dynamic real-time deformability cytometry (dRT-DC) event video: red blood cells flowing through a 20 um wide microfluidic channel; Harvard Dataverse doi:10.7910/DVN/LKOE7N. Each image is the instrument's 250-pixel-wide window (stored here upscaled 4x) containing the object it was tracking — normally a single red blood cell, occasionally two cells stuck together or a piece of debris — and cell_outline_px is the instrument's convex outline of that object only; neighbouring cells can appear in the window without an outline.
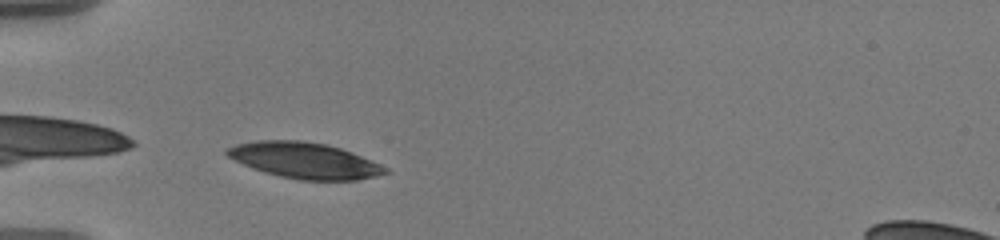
{"species": "human", "species_latin": "Homo sapiens", "temperature_condition": "warm", "stored_images_in_passage": 33, "camera_frame_rate_fps": 3000, "um_per_image_px": 0.085, "donor": {"sex": "male"}, "frame": {"image": 1, "passage_image": 1, "time_ms": 0.0, "image_size_px": [1000, 240], "cell_outline_px": [[392, 172], [376, 176], [356, 180], [300, 180], [280, 176], [264, 172], [252, 168], [228, 156], [224, 152], [228, 148], [236, 144], [256, 140], [304, 140], [324, 144], [340, 148], [352, 152], [372, 160], [388, 168]], "centroid_in_image_um": [25.92, 13.63], "position_along_channel_um": 59.1, "area_um2": 33.12}}
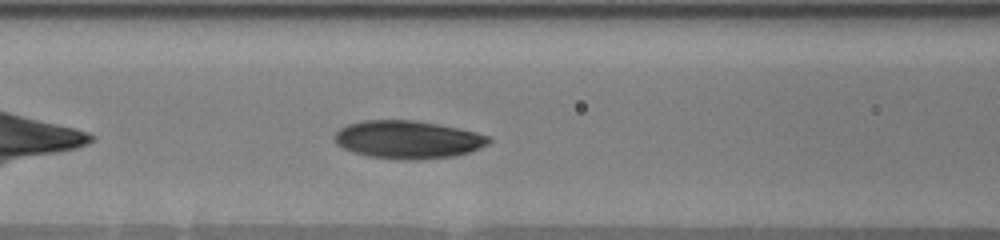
{"frame": {"image": 2, "passage_image": 8, "time_ms": 2.333, "image_size_px": [1000, 240], "cell_outline_px": [[492, 140], [488, 144], [480, 148], [456, 156], [416, 160], [400, 160], [368, 156], [344, 148], [336, 144], [332, 140], [332, 136], [340, 128], [348, 124], [364, 120], [416, 120], [476, 132], [492, 136]], "centroid_in_image_um": [34.66, 11.87], "position_along_channel_um": 131.9, "area_um2": 34.28}}
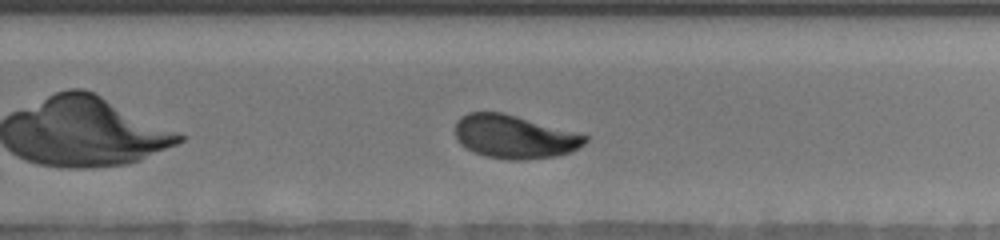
{"frame": {"image": 3, "passage_image": 21, "time_ms": 6.667, "image_size_px": [1000, 240], "cell_outline_px": [[588, 140], [584, 144], [572, 152], [556, 156], [524, 160], [508, 160], [484, 156], [472, 152], [460, 144], [456, 140], [456, 120], [460, 116], [468, 112], [504, 112], [588, 136]], "centroid_in_image_um": [43.69, 11.63], "position_along_channel_um": 286.1, "area_um2": 33.06}, "authors_computed_cell_mechanics": {"area_um2": 33.7552, "velocity_mm_per_s": 3.5596, "shape_relaxation_time_tau1_ms": 2.5478, "shape_relaxation_time_tau2_ms": 2.3466, "deformation_change_tau1": 0.1451, "deformation_change_tau2": 0.072}}